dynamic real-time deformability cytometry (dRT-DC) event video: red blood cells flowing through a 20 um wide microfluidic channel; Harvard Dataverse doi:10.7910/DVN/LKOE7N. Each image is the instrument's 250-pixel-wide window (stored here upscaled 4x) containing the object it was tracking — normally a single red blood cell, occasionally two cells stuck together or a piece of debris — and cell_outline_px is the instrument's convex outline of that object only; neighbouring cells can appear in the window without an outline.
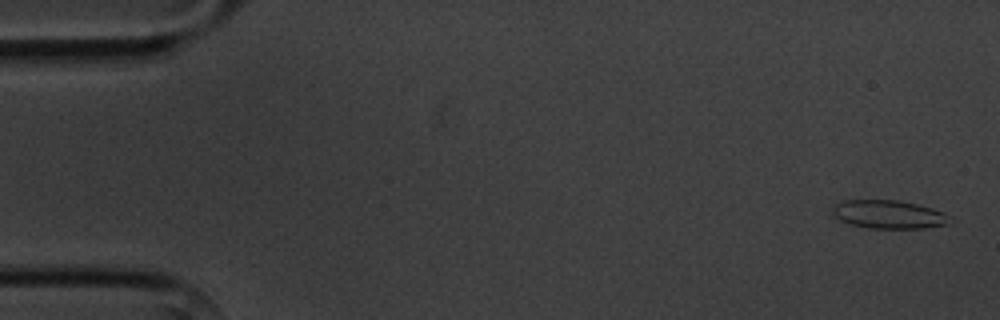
{"species": "common noctule bat (a hibernating species)", "species_latin": "Nyctalus noctula", "temperature_condition": "cold", "stored_images_in_passage": 1, "camera_frame_rate_fps": 3000, "um_per_image_px": 0.085, "animal": {"sex": "male", "body_mass_g": 20.1, "forearm_length_mm": 53.5}, "frame": {"image": 1, "passage_image": 1, "time_ms": 0.0, "image_size_px": [1000, 320], "cell_outline_px": [[956, 220], [948, 224], [924, 228], [868, 228], [848, 224], [840, 220], [832, 212], [832, 204], [844, 200], [896, 200], [916, 204], [932, 208], [944, 212]], "centroid_in_image_um": [75.56, 18.23], "position_along_channel_um": 9.4, "area_um2": 19.65}}